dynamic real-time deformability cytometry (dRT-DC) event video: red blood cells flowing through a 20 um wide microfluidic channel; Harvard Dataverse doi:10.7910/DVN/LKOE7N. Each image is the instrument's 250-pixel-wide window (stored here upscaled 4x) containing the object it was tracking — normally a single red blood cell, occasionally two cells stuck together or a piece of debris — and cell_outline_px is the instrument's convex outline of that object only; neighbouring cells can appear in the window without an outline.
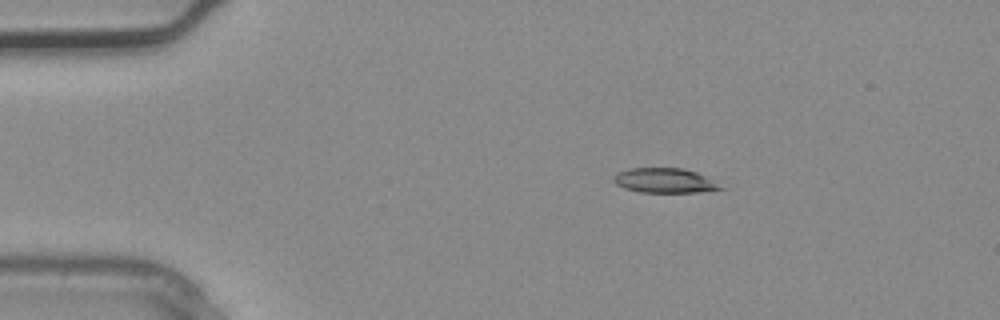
{"species": "common noctule bat (a hibernating species)", "species_latin": "Nyctalus noctula", "temperature_condition": "warm", "stored_images_in_passage": 1, "camera_frame_rate_fps": 3000, "um_per_image_px": 0.085, "animal": {"sex": "male", "body_mass_g": 20.4}, "frame": {"image": 1, "passage_image": 1, "time_ms": 0.0, "image_size_px": [1000, 320], "cell_outline_px": [[728, 188], [696, 192], [640, 192], [624, 188], [616, 184], [612, 180], [612, 176], [616, 172], [628, 168], [684, 168], [696, 172]], "centroid_in_image_um": [56.45, 15.34], "position_along_channel_um": 28.5, "area_um2": 15.49}}